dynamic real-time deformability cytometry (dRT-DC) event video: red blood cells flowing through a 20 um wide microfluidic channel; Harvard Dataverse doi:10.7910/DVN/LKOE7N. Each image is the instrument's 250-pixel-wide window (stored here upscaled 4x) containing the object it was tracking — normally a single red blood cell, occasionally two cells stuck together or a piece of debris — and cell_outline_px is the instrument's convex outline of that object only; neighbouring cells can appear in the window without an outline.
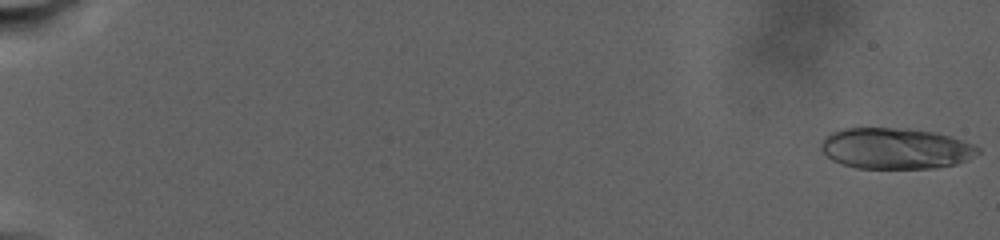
{"species": "human", "species_latin": "Homo sapiens", "temperature_condition": "warm", "stored_images_in_passage": 47, "camera_frame_rate_fps": 3000, "um_per_image_px": 0.085, "donor": {"sex": "male"}, "frame": {"image": 1, "passage_image": 1, "time_ms": 0.0, "image_size_px": [1000, 240], "cell_outline_px": [[980, 152], [956, 164], [936, 168], [856, 168], [840, 164], [832, 160], [820, 148], [820, 144], [832, 132], [844, 128], [908, 128], [936, 132], [972, 144], [980, 148]], "centroid_in_image_um": [76.1, 12.62], "position_along_channel_um": 8.9, "area_um2": 37.34}}
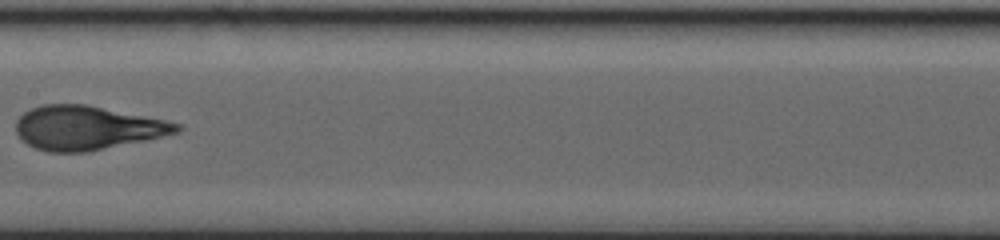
{"frame": {"image": 2, "passage_image": 27, "time_ms": 17.333, "image_size_px": [1000, 240], "cell_outline_px": [[184, 128], [180, 132], [144, 140], [88, 152], [48, 152], [36, 148], [20, 140], [16, 132], [16, 120], [24, 112], [32, 108], [44, 104], [88, 104], [164, 120], [180, 124]], "centroid_in_image_um": [7.38, 10.87], "position_along_channel_um": 200.0, "area_um2": 41.15}}
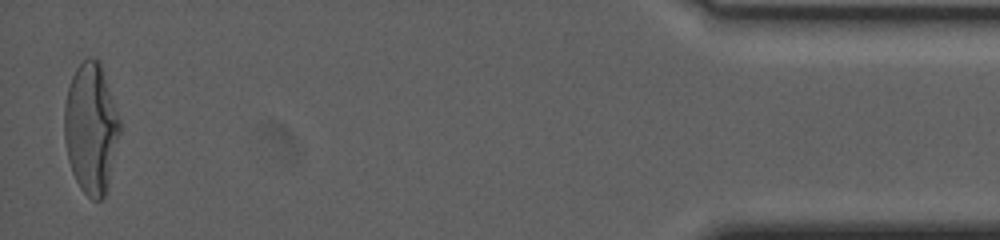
{"frame": {"image": 3, "passage_image": 47, "time_ms": 30.0, "image_size_px": [1000, 240], "cell_outline_px": [[120, 132], [108, 192], [100, 200], [92, 200], [80, 188], [72, 172], [68, 160], [64, 136], [64, 104], [68, 88], [72, 76], [76, 68], [88, 56], [96, 56], [100, 60], [120, 120]], "centroid_in_image_um": [7.74, 10.91], "position_along_channel_um": 427.5, "area_um2": 42.71}, "authors_computed_cell_mechanics": {"area_um2": 39.9976, "velocity_mm_per_s": 2.3573, "shape_relaxation_time_tau1_ms": 10.6036, "shape_relaxation_time_tau2_ms": null, "deformation_change_tau1": 0.3099, "deformation_change_tau2": null}}